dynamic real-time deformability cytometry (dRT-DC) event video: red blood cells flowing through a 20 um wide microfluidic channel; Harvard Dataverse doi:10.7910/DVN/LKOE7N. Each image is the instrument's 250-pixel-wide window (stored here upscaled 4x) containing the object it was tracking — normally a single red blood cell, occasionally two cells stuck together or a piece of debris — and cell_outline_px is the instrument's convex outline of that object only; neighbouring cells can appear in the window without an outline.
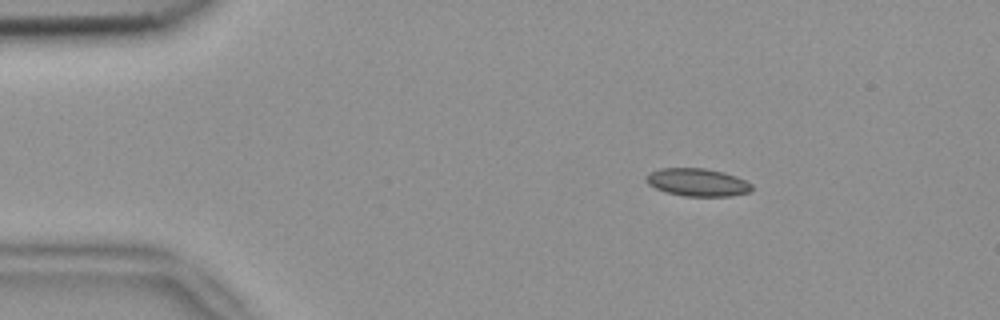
{"species": "common noctule bat (a hibernating species)", "species_latin": "Nyctalus noctula", "temperature_condition": "room temperature", "stored_images_in_passage": 2, "camera_frame_rate_fps": 3000, "um_per_image_px": 0.085, "animal": {"sex": "female", "body_mass_g": 18.4}, "frame": {"image": 1, "passage_image": 1, "time_ms": 0.0, "image_size_px": [1000, 320], "cell_outline_px": [[752, 192], [732, 196], [684, 196], [664, 192], [648, 184], [644, 180], [644, 176], [648, 172], [660, 168], [704, 168], [724, 172], [736, 176], [752, 184]], "centroid_in_image_um": [59.26, 15.5], "position_along_channel_um": 25.7, "area_um2": 17.4}}